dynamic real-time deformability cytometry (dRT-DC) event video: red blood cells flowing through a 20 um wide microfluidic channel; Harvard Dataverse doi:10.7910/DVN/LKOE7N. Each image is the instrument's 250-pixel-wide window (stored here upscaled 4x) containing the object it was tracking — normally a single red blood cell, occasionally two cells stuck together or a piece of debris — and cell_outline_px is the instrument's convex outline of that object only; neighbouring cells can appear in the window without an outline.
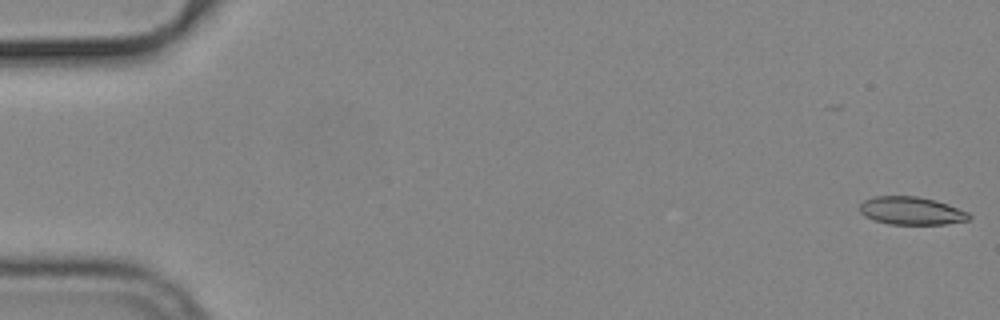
{"species": "common noctule bat (a hibernating species)", "species_latin": "Nyctalus noctula", "temperature_condition": "cold", "stored_images_in_passage": 50, "camera_frame_rate_fps": 3000, "um_per_image_px": 0.085, "animal": {"sex": "male", "body_mass_g": 19.2, "forearm_length_mm": 51.8}, "frame": {"image": 1, "passage_image": 1, "time_ms": 0.0, "image_size_px": [1000, 320], "cell_outline_px": [[972, 216], [968, 220], [944, 224], [888, 224], [864, 216], [860, 212], [860, 204], [864, 200], [876, 196], [916, 196], [936, 200], [948, 204], [968, 212]], "centroid_in_image_um": [77.47, 17.91], "position_along_channel_um": 7.5, "area_um2": 17.74}}
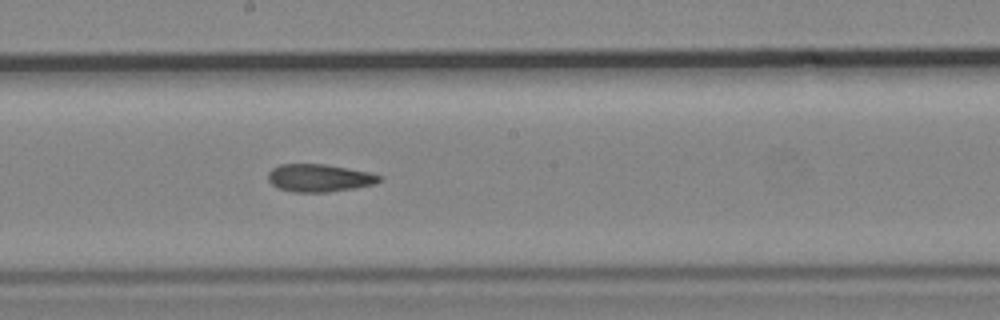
{"frame": {"image": 2, "passage_image": 30, "time_ms": 9.667, "image_size_px": [1000, 320], "cell_outline_px": [[384, 176], [376, 184], [328, 192], [292, 192], [280, 188], [272, 184], [268, 180], [268, 172], [272, 168], [280, 164], [324, 164], [372, 172]], "centroid_in_image_um": [27.17, 15.12], "position_along_channel_um": 221.0, "area_um2": 18.03}}
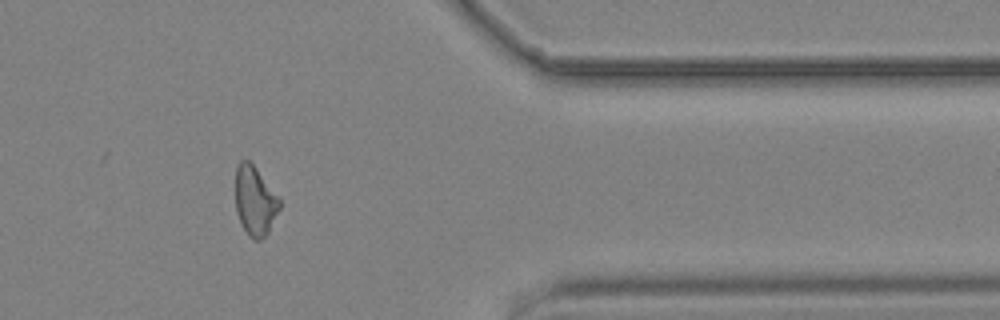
{"frame": {"image": 3, "passage_image": 45, "time_ms": 14.667, "image_size_px": [1000, 320], "cell_outline_px": [[280, 208], [268, 232], [260, 240], [252, 240], [244, 228], [236, 212], [236, 168], [240, 160], [248, 160], [256, 168], [280, 200]], "centroid_in_image_um": [21.66, 17.08], "position_along_channel_um": 389.7, "area_um2": 17.46}, "authors_computed_cell_mechanics": {"area_um2": 18.2359, "velocity_mm_per_s": 3.7734, "shape_relaxation_time_tau1_ms": null, "shape_relaxation_time_tau2_ms": 4.6966, "deformation_change_tau1": null, "deformation_change_tau2": 0.1299}}